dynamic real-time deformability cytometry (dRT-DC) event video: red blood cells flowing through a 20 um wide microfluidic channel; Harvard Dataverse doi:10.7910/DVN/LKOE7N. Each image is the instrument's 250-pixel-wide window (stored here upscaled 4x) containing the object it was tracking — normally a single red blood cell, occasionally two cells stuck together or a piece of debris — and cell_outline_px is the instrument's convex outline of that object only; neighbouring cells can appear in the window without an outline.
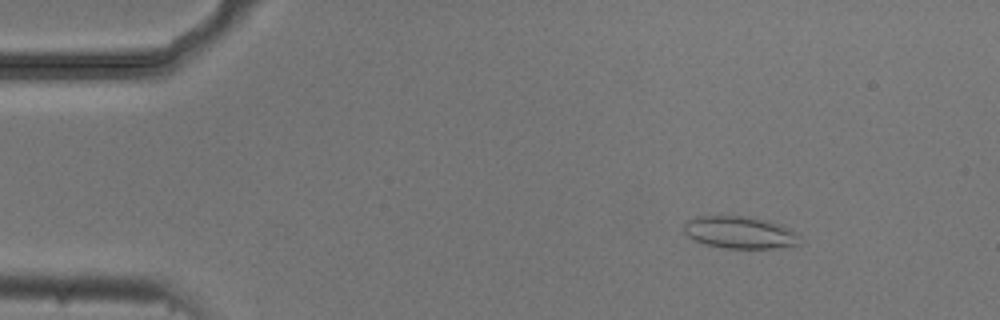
{"species": "common noctule bat (a hibernating species)", "species_latin": "Nyctalus noctula", "temperature_condition": "cold", "stored_images_in_passage": 4, "camera_frame_rate_fps": 3000, "um_per_image_px": 0.085, "animal": {"sex": "male", "body_mass_g": 20.5, "forearm_length_mm": 52.5}, "frame": {"image": 1, "passage_image": 2, "time_ms": 0.333, "image_size_px": [1000, 320], "cell_outline_px": [[800, 244], [776, 248], [724, 248], [704, 244], [688, 236], [684, 232], [684, 224], [688, 220], [696, 216], [748, 216], [768, 220], [780, 224], [796, 232], [800, 236]], "centroid_in_image_um": [62.9, 19.75], "position_along_channel_um": 22.1, "area_um2": 21.85}}